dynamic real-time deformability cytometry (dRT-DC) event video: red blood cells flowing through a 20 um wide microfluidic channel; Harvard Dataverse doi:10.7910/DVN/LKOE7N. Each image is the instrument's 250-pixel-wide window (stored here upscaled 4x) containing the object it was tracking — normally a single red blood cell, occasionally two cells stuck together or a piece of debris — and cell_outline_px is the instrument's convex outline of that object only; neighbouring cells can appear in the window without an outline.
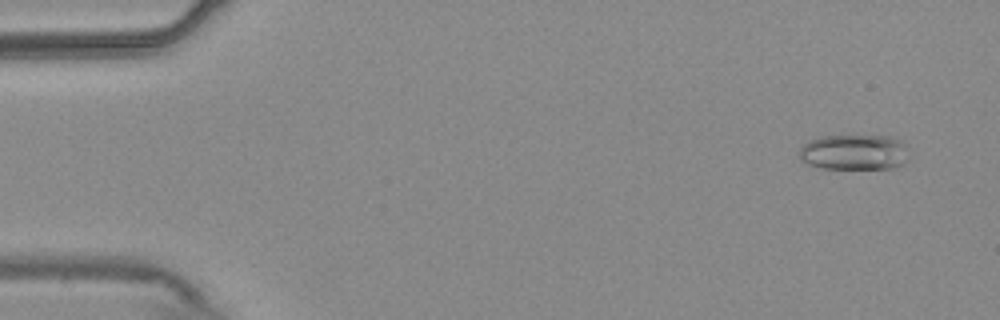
{"species": "common noctule bat (a hibernating species)", "species_latin": "Nyctalus noctula", "temperature_condition": "warm", "stored_images_in_passage": 18, "camera_frame_rate_fps": 3000, "um_per_image_px": 0.085, "animal": {"sex": "male", "body_mass_g": 20.4}, "frame": {"image": 1, "passage_image": 4, "time_ms": 1.0, "image_size_px": [1000, 320], "cell_outline_px": [[912, 156], [904, 164], [892, 168], [820, 168], [808, 164], [800, 160], [800, 148], [808, 140], [820, 136], [888, 136], [900, 140], [904, 144]], "centroid_in_image_um": [72.64, 12.94], "position_along_channel_um": 12.4, "area_um2": 22.95}}
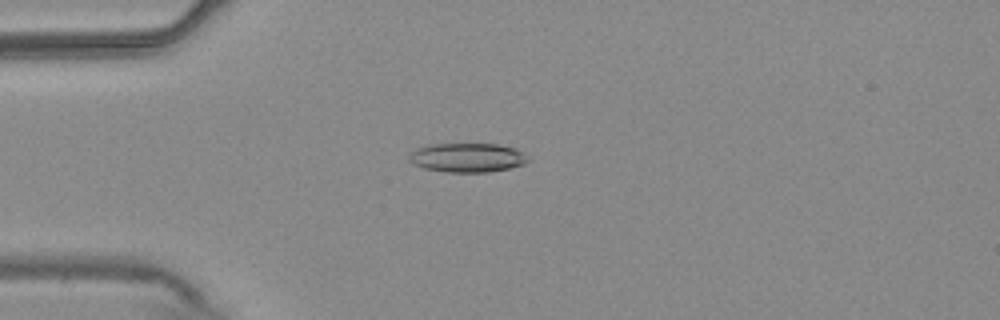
{"frame": {"image": 2, "passage_image": 15, "time_ms": 4.667, "image_size_px": [1000, 320], "cell_outline_px": [[528, 160], [524, 164], [508, 168], [488, 172], [448, 172], [424, 168], [412, 164], [408, 160], [408, 156], [416, 148], [428, 144], [500, 144], [516, 148]], "centroid_in_image_um": [39.66, 13.39], "position_along_channel_um": 45.3, "area_um2": 20.11}}